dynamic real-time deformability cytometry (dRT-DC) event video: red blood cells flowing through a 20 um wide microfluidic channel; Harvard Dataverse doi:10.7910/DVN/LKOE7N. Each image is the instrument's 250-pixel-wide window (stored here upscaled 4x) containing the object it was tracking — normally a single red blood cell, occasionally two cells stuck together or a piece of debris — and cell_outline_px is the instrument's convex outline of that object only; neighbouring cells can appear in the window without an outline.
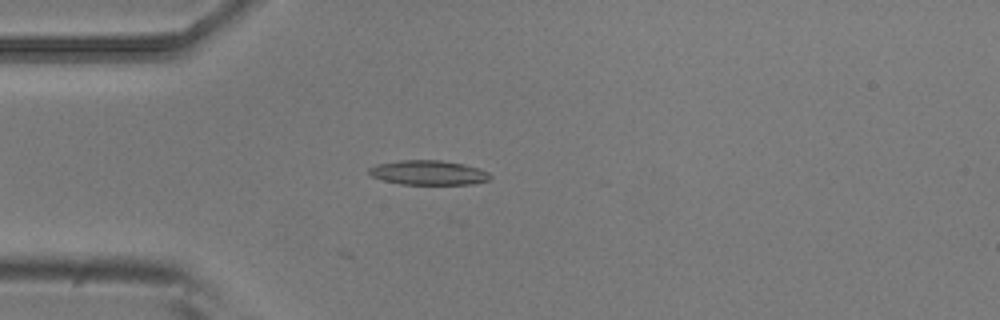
{"species": "common noctule bat (a hibernating species)", "species_latin": "Nyctalus noctula", "temperature_condition": "room temperature", "stored_images_in_passage": 4, "camera_frame_rate_fps": 3000, "um_per_image_px": 0.085, "animal": {"sex": "male", "body_mass_g": 20.5, "forearm_length_mm": 52.5}, "frame": {"image": 1, "passage_image": 3, "time_ms": 0.667, "image_size_px": [1000, 320], "cell_outline_px": [[492, 176], [488, 180], [472, 184], [400, 184], [384, 180], [372, 176], [368, 172], [368, 168], [376, 164], [400, 160], [440, 160], [464, 164], [480, 168], [488, 172]], "centroid_in_image_um": [36.42, 14.67], "position_along_channel_um": 48.6, "area_um2": 17.34}}